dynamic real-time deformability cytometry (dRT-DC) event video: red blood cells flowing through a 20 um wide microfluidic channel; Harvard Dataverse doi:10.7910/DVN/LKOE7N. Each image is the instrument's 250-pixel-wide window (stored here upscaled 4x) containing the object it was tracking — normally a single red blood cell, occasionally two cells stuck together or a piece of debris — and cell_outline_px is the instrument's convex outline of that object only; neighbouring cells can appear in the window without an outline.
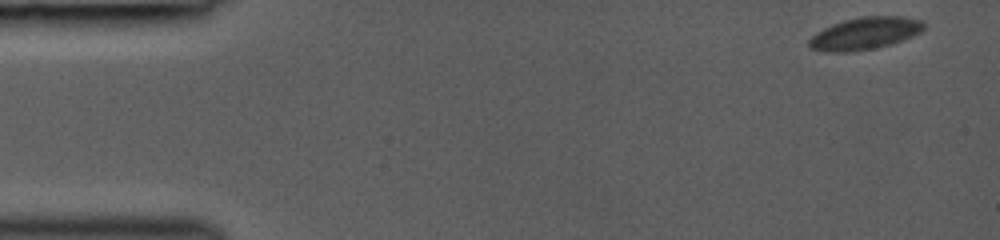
{"species": "common noctule bat (a hibernating species)", "species_latin": "Nyctalus noctula", "temperature_condition": "room temperature", "stored_images_in_passage": 11, "camera_frame_rate_fps": 3000, "um_per_image_px": 0.085, "animal": {"sex": "female", "body_mass_g": 19.0, "forearm_length_mm": 53.3}, "frame": {"image": 1, "passage_image": 1, "time_ms": 0.0, "image_size_px": [1000, 240], "cell_outline_px": [[924, 28], [920, 32], [912, 36], [892, 44], [852, 52], [828, 52], [808, 48], [808, 40], [816, 32], [832, 24], [844, 20], [860, 16], [900, 16], [924, 20]], "centroid_in_image_um": [73.5, 2.84], "position_along_channel_um": 11.5, "area_um2": 21.68}}
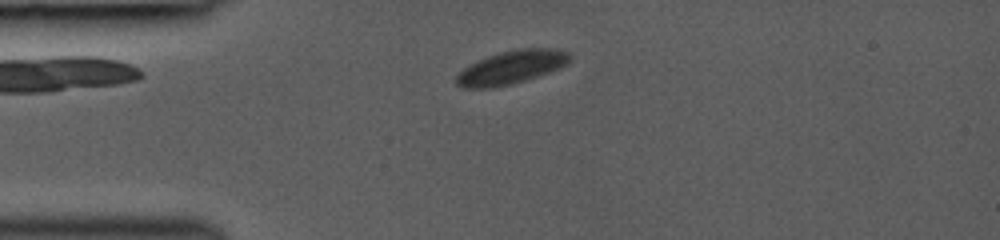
{"frame": {"image": 2, "passage_image": 6, "time_ms": 3.333, "image_size_px": [1000, 240], "cell_outline_px": [[572, 60], [548, 72], [512, 84], [492, 88], [464, 88], [456, 84], [456, 76], [464, 68], [488, 56], [500, 52], [516, 48], [552, 48], [568, 52], [572, 56]], "centroid_in_image_um": [43.46, 5.72], "position_along_channel_um": 41.5, "area_um2": 21.73}}
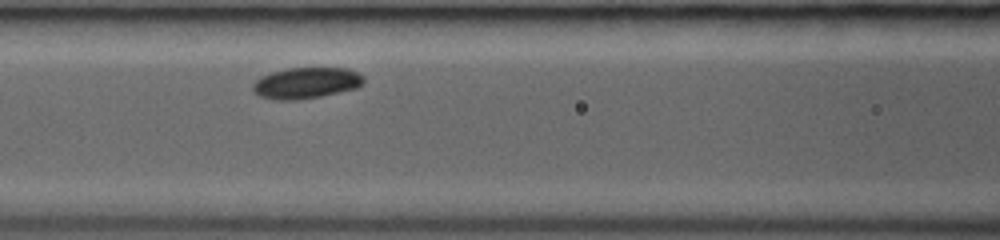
{"frame": {"image": 3, "passage_image": 11, "time_ms": 7.333, "image_size_px": [1000, 240], "cell_outline_px": [[364, 84], [356, 88], [320, 96], [296, 100], [276, 100], [260, 96], [252, 92], [252, 84], [260, 76], [272, 72], [288, 68], [348, 68], [364, 76]], "centroid_in_image_um": [26.0, 7.05], "position_along_channel_um": 140.6, "area_um2": 20.17}}